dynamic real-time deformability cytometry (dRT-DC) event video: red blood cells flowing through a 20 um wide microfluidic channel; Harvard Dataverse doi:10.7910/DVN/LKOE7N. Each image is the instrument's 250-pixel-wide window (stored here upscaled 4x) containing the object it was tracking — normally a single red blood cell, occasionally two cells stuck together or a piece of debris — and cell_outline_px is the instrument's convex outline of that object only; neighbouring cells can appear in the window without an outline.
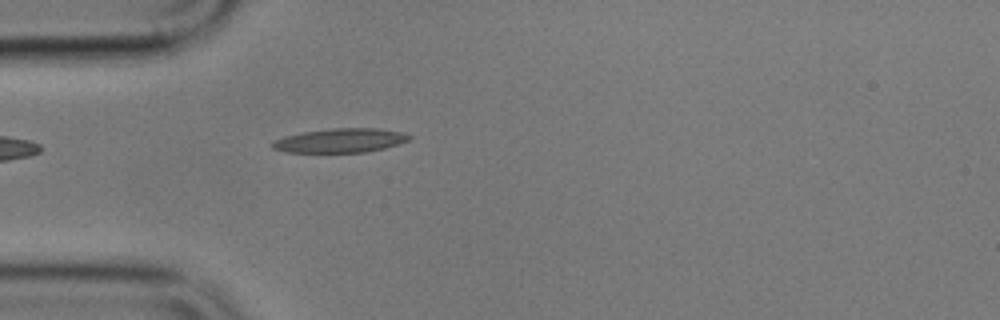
{"species": "common noctule bat (a hibernating species)", "species_latin": "Nyctalus noctula", "temperature_condition": "cold", "stored_images_in_passage": 5, "camera_frame_rate_fps": 3000, "um_per_image_px": 0.085, "animal": {"sex": "male", "body_mass_g": 17.9}, "frame": {"image": 1, "passage_image": 5, "time_ms": 4.333, "image_size_px": [1000, 320], "cell_outline_px": [[412, 136], [408, 140], [384, 148], [364, 152], [284, 152], [272, 148], [272, 140], [284, 136], [304, 132], [332, 128], [376, 128], [400, 132]], "centroid_in_image_um": [28.87, 11.94], "position_along_channel_um": 56.1, "area_um2": 19.02}}